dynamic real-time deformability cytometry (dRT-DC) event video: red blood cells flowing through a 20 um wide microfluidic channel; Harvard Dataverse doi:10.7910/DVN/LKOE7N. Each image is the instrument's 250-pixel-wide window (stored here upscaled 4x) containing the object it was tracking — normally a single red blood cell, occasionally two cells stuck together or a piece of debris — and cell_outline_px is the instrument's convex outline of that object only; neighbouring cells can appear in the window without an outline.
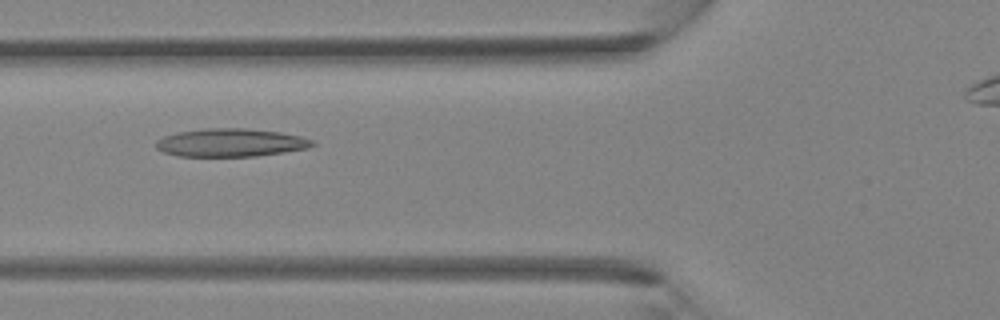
{"species": "Egyptian fruit bat (a non-hibernating species)", "species_latin": "Rousettus aegyptiacus", "temperature_condition": "room temperature", "stored_images_in_passage": 37, "camera_frame_rate_fps": 3000, "um_per_image_px": 0.085, "animal": {"sex": "female"}, "frame": {"image": 1, "passage_image": 15, "time_ms": 4.667, "image_size_px": [1000, 320], "cell_outline_px": [[316, 144], [308, 148], [284, 152], [256, 156], [180, 156], [164, 152], [156, 148], [156, 140], [164, 136], [176, 132], [204, 128], [244, 128], [280, 132], [300, 136], [312, 140]], "centroid_in_image_um": [19.6, 12.12], "position_along_channel_um": 106.2, "area_um2": 25.61}}
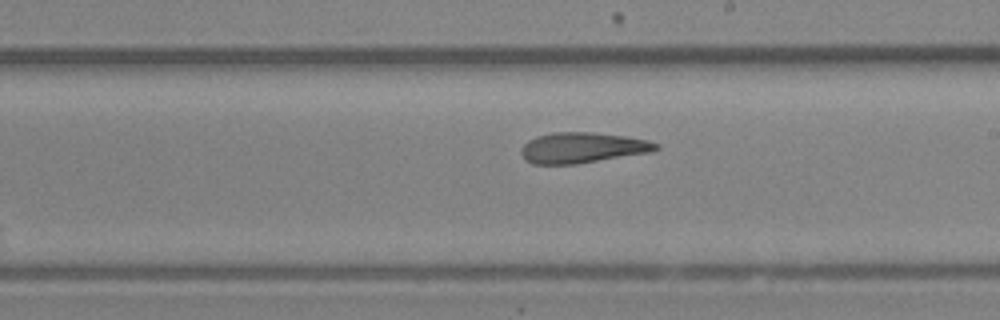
{"frame": {"image": 2, "passage_image": 23, "time_ms": 7.333, "image_size_px": [1000, 320], "cell_outline_px": [[660, 148], [652, 152], [576, 164], [532, 164], [524, 160], [520, 152], [520, 148], [528, 140], [536, 136], [552, 132], [592, 132], [624, 136], [648, 140], [660, 144]], "centroid_in_image_um": [49.49, 12.56], "position_along_channel_um": 239.5, "area_um2": 24.28}}
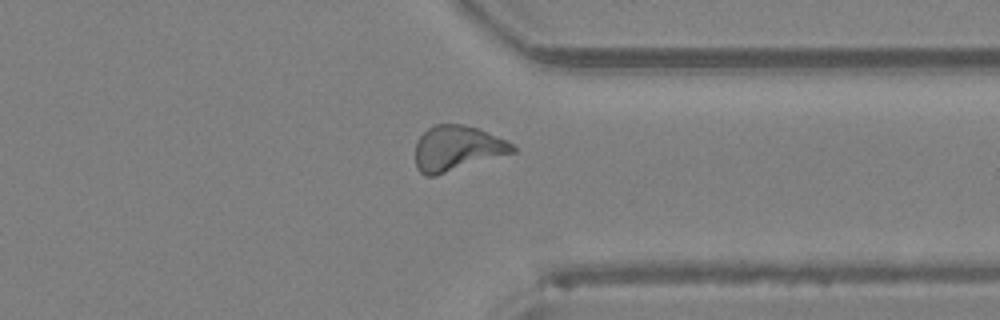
{"frame": {"image": 3, "passage_image": 31, "time_ms": 10.0, "image_size_px": [1000, 320], "cell_outline_px": [[516, 152], [436, 176], [424, 176], [416, 168], [416, 144], [420, 136], [428, 128], [436, 124], [460, 124], [476, 128], [504, 140], [512, 144], [516, 148]], "centroid_in_image_um": [38.83, 12.63], "position_along_channel_um": 372.6, "area_um2": 25.43}}